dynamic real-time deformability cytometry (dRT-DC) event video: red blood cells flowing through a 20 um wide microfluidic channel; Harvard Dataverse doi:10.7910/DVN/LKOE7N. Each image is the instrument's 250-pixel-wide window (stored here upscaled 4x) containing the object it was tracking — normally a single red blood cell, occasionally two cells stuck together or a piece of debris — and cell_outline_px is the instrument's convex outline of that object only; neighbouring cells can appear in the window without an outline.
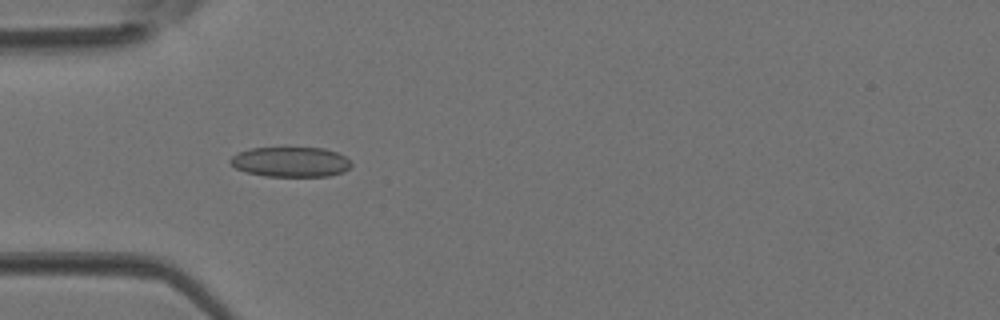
{"species": "Egyptian fruit bat (a non-hibernating species)", "species_latin": "Rousettus aegyptiacus", "temperature_condition": "room temperature", "stored_images_in_passage": 6, "camera_frame_rate_fps": 3000, "um_per_image_px": 0.085, "animal": {"sex": "female"}, "frame": {"image": 1, "passage_image": 4, "time_ms": 1.0, "image_size_px": [1000, 320], "cell_outline_px": [[352, 164], [344, 172], [328, 176], [264, 176], [248, 172], [236, 168], [228, 160], [232, 156], [248, 148], [324, 148], [336, 152], [344, 156]], "centroid_in_image_um": [24.7, 13.76], "position_along_channel_um": 60.3, "area_um2": 20.98}}
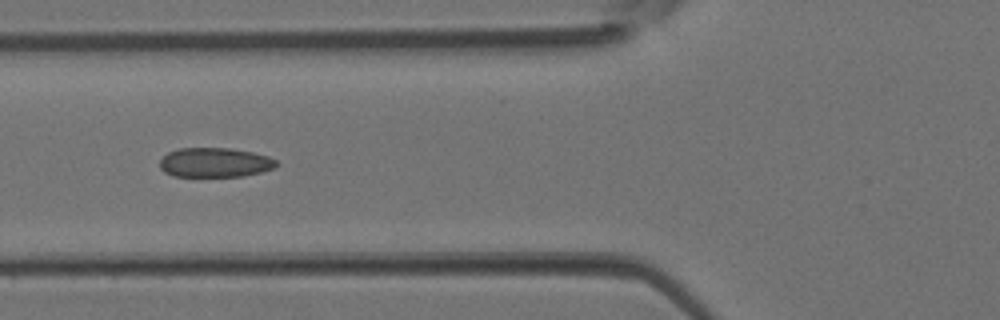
{"frame": {"image": 2, "passage_image": 5, "time_ms": 1.333, "image_size_px": [1000, 320], "cell_outline_px": [[280, 164], [276, 168], [244, 176], [172, 176], [164, 172], [160, 168], [160, 160], [168, 152], [180, 148], [232, 148], [252, 152], [268, 156], [276, 160]], "centroid_in_image_um": [18.29, 13.81], "position_along_channel_um": 107.5, "area_um2": 20.17}}
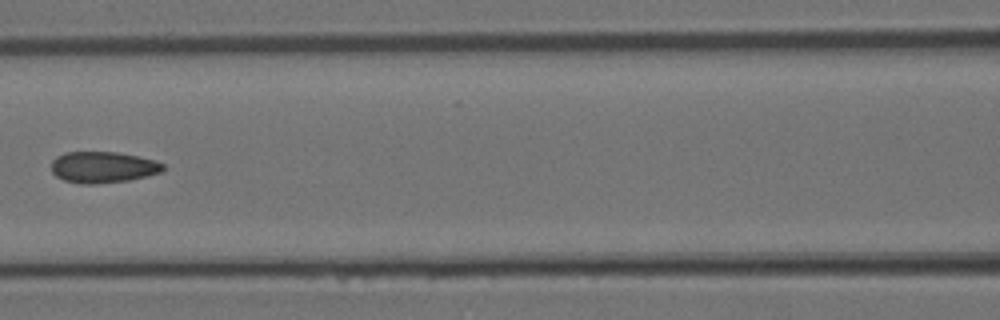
{"frame": {"image": 3, "passage_image": 6, "time_ms": 1.667, "image_size_px": [1000, 320], "cell_outline_px": [[164, 168], [160, 172], [128, 180], [96, 184], [80, 184], [64, 180], [56, 176], [52, 172], [52, 160], [56, 156], [64, 152], [116, 152], [156, 160], [164, 164]], "centroid_in_image_um": [8.71, 14.21], "position_along_channel_um": 157.9, "area_um2": 20.29}}